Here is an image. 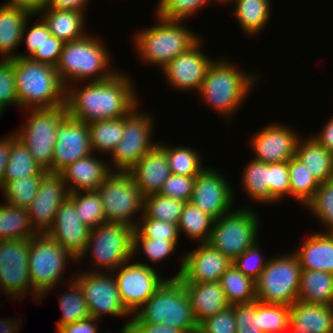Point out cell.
<instances>
[{"label":"cell","mask_w":333,"mask_h":333,"mask_svg":"<svg viewBox=\"0 0 333 333\" xmlns=\"http://www.w3.org/2000/svg\"><path fill=\"white\" fill-rule=\"evenodd\" d=\"M89 0H48L46 8L58 10H75L86 13Z\"/></svg>","instance_id":"obj_63"},{"label":"cell","mask_w":333,"mask_h":333,"mask_svg":"<svg viewBox=\"0 0 333 333\" xmlns=\"http://www.w3.org/2000/svg\"><path fill=\"white\" fill-rule=\"evenodd\" d=\"M134 230L135 227L122 222H105L90 229L85 249L76 261L89 258V253L96 269L87 271L113 272L133 259Z\"/></svg>","instance_id":"obj_8"},{"label":"cell","mask_w":333,"mask_h":333,"mask_svg":"<svg viewBox=\"0 0 333 333\" xmlns=\"http://www.w3.org/2000/svg\"><path fill=\"white\" fill-rule=\"evenodd\" d=\"M138 262L130 260L112 272L121 302L131 314L144 305L166 280L150 263Z\"/></svg>","instance_id":"obj_15"},{"label":"cell","mask_w":333,"mask_h":333,"mask_svg":"<svg viewBox=\"0 0 333 333\" xmlns=\"http://www.w3.org/2000/svg\"><path fill=\"white\" fill-rule=\"evenodd\" d=\"M98 319L89 317L62 327L57 333H99ZM97 322V323H96Z\"/></svg>","instance_id":"obj_59"},{"label":"cell","mask_w":333,"mask_h":333,"mask_svg":"<svg viewBox=\"0 0 333 333\" xmlns=\"http://www.w3.org/2000/svg\"><path fill=\"white\" fill-rule=\"evenodd\" d=\"M38 19L39 20L30 28L28 27L30 20H27L22 33L21 42L25 44L24 46L28 53H18V57H31L34 52L42 46L45 39L51 35L44 20L41 17H38Z\"/></svg>","instance_id":"obj_57"},{"label":"cell","mask_w":333,"mask_h":333,"mask_svg":"<svg viewBox=\"0 0 333 333\" xmlns=\"http://www.w3.org/2000/svg\"><path fill=\"white\" fill-rule=\"evenodd\" d=\"M22 319H0V333H19ZM21 323V324H20Z\"/></svg>","instance_id":"obj_65"},{"label":"cell","mask_w":333,"mask_h":333,"mask_svg":"<svg viewBox=\"0 0 333 333\" xmlns=\"http://www.w3.org/2000/svg\"><path fill=\"white\" fill-rule=\"evenodd\" d=\"M92 153L109 154L115 150L123 135V117L112 120H97L88 124Z\"/></svg>","instance_id":"obj_39"},{"label":"cell","mask_w":333,"mask_h":333,"mask_svg":"<svg viewBox=\"0 0 333 333\" xmlns=\"http://www.w3.org/2000/svg\"><path fill=\"white\" fill-rule=\"evenodd\" d=\"M112 173L109 163L95 153L76 160L62 169L59 174L69 193L94 191Z\"/></svg>","instance_id":"obj_24"},{"label":"cell","mask_w":333,"mask_h":333,"mask_svg":"<svg viewBox=\"0 0 333 333\" xmlns=\"http://www.w3.org/2000/svg\"><path fill=\"white\" fill-rule=\"evenodd\" d=\"M245 164L241 178V186L246 198L252 203L269 204V164L249 159ZM260 202V203H259Z\"/></svg>","instance_id":"obj_34"},{"label":"cell","mask_w":333,"mask_h":333,"mask_svg":"<svg viewBox=\"0 0 333 333\" xmlns=\"http://www.w3.org/2000/svg\"><path fill=\"white\" fill-rule=\"evenodd\" d=\"M18 106L13 61L0 59V118L9 106Z\"/></svg>","instance_id":"obj_52"},{"label":"cell","mask_w":333,"mask_h":333,"mask_svg":"<svg viewBox=\"0 0 333 333\" xmlns=\"http://www.w3.org/2000/svg\"><path fill=\"white\" fill-rule=\"evenodd\" d=\"M19 108L40 109L65 105L66 88L55 67L30 57L11 59Z\"/></svg>","instance_id":"obj_4"},{"label":"cell","mask_w":333,"mask_h":333,"mask_svg":"<svg viewBox=\"0 0 333 333\" xmlns=\"http://www.w3.org/2000/svg\"><path fill=\"white\" fill-rule=\"evenodd\" d=\"M235 65L225 56L213 60L197 93L201 101L208 103L210 109L227 122L232 121L234 114L260 79L256 72L247 73Z\"/></svg>","instance_id":"obj_2"},{"label":"cell","mask_w":333,"mask_h":333,"mask_svg":"<svg viewBox=\"0 0 333 333\" xmlns=\"http://www.w3.org/2000/svg\"><path fill=\"white\" fill-rule=\"evenodd\" d=\"M158 145L166 152L172 174L197 176L205 168L201 159L202 153L196 148L184 145L171 147L160 141Z\"/></svg>","instance_id":"obj_41"},{"label":"cell","mask_w":333,"mask_h":333,"mask_svg":"<svg viewBox=\"0 0 333 333\" xmlns=\"http://www.w3.org/2000/svg\"><path fill=\"white\" fill-rule=\"evenodd\" d=\"M185 203L159 193L148 195L144 197L143 214L147 218L178 225Z\"/></svg>","instance_id":"obj_44"},{"label":"cell","mask_w":333,"mask_h":333,"mask_svg":"<svg viewBox=\"0 0 333 333\" xmlns=\"http://www.w3.org/2000/svg\"><path fill=\"white\" fill-rule=\"evenodd\" d=\"M302 268L292 252L270 257L256 281V300L291 306L298 300Z\"/></svg>","instance_id":"obj_9"},{"label":"cell","mask_w":333,"mask_h":333,"mask_svg":"<svg viewBox=\"0 0 333 333\" xmlns=\"http://www.w3.org/2000/svg\"><path fill=\"white\" fill-rule=\"evenodd\" d=\"M29 252L30 239L0 240V291L11 299L22 301L31 295Z\"/></svg>","instance_id":"obj_16"},{"label":"cell","mask_w":333,"mask_h":333,"mask_svg":"<svg viewBox=\"0 0 333 333\" xmlns=\"http://www.w3.org/2000/svg\"><path fill=\"white\" fill-rule=\"evenodd\" d=\"M178 242L179 240L143 238L136 230H134L132 257H136L141 250L150 263L152 262L154 265H159L163 260L166 261L169 256H173V253L176 252Z\"/></svg>","instance_id":"obj_48"},{"label":"cell","mask_w":333,"mask_h":333,"mask_svg":"<svg viewBox=\"0 0 333 333\" xmlns=\"http://www.w3.org/2000/svg\"><path fill=\"white\" fill-rule=\"evenodd\" d=\"M290 196L288 161L269 164V204L272 205Z\"/></svg>","instance_id":"obj_50"},{"label":"cell","mask_w":333,"mask_h":333,"mask_svg":"<svg viewBox=\"0 0 333 333\" xmlns=\"http://www.w3.org/2000/svg\"><path fill=\"white\" fill-rule=\"evenodd\" d=\"M89 231L90 228L79 220L74 203L67 198L59 206L46 234L78 258L85 249Z\"/></svg>","instance_id":"obj_23"},{"label":"cell","mask_w":333,"mask_h":333,"mask_svg":"<svg viewBox=\"0 0 333 333\" xmlns=\"http://www.w3.org/2000/svg\"><path fill=\"white\" fill-rule=\"evenodd\" d=\"M189 296L193 315L197 324L231 306L225 297L222 286L217 282H184Z\"/></svg>","instance_id":"obj_27"},{"label":"cell","mask_w":333,"mask_h":333,"mask_svg":"<svg viewBox=\"0 0 333 333\" xmlns=\"http://www.w3.org/2000/svg\"><path fill=\"white\" fill-rule=\"evenodd\" d=\"M298 300L309 304L333 305L332 274L302 269Z\"/></svg>","instance_id":"obj_33"},{"label":"cell","mask_w":333,"mask_h":333,"mask_svg":"<svg viewBox=\"0 0 333 333\" xmlns=\"http://www.w3.org/2000/svg\"><path fill=\"white\" fill-rule=\"evenodd\" d=\"M130 323H131V322H128V321L125 322V323H124V326H122V327H121V330H119L118 332H119V333H130V328H131ZM99 333H113V332H110V331H108V332H106V331L103 332V331H102V332H99Z\"/></svg>","instance_id":"obj_66"},{"label":"cell","mask_w":333,"mask_h":333,"mask_svg":"<svg viewBox=\"0 0 333 333\" xmlns=\"http://www.w3.org/2000/svg\"><path fill=\"white\" fill-rule=\"evenodd\" d=\"M65 284V287L68 285L66 289L68 291L61 292L60 298L58 297L62 316L56 323L57 331L66 325L91 317L87 301L78 283L73 279Z\"/></svg>","instance_id":"obj_37"},{"label":"cell","mask_w":333,"mask_h":333,"mask_svg":"<svg viewBox=\"0 0 333 333\" xmlns=\"http://www.w3.org/2000/svg\"><path fill=\"white\" fill-rule=\"evenodd\" d=\"M70 260L77 262L75 256L46 233H37L30 239L28 271L34 301L44 299L60 282L65 285L73 280L74 274L69 280L64 279Z\"/></svg>","instance_id":"obj_7"},{"label":"cell","mask_w":333,"mask_h":333,"mask_svg":"<svg viewBox=\"0 0 333 333\" xmlns=\"http://www.w3.org/2000/svg\"><path fill=\"white\" fill-rule=\"evenodd\" d=\"M282 124V125H281ZM270 123L250 138V149L256 161L267 164L285 162L295 156L300 135L297 130L283 123Z\"/></svg>","instance_id":"obj_19"},{"label":"cell","mask_w":333,"mask_h":333,"mask_svg":"<svg viewBox=\"0 0 333 333\" xmlns=\"http://www.w3.org/2000/svg\"><path fill=\"white\" fill-rule=\"evenodd\" d=\"M255 210L245 205L216 219L208 243L233 261L259 240L261 223Z\"/></svg>","instance_id":"obj_10"},{"label":"cell","mask_w":333,"mask_h":333,"mask_svg":"<svg viewBox=\"0 0 333 333\" xmlns=\"http://www.w3.org/2000/svg\"><path fill=\"white\" fill-rule=\"evenodd\" d=\"M43 170L33 159L28 148L17 137L11 143L10 157L3 176L2 187L22 177L45 175Z\"/></svg>","instance_id":"obj_38"},{"label":"cell","mask_w":333,"mask_h":333,"mask_svg":"<svg viewBox=\"0 0 333 333\" xmlns=\"http://www.w3.org/2000/svg\"><path fill=\"white\" fill-rule=\"evenodd\" d=\"M309 210L325 227V233L333 232V179L321 183L313 198L305 205V210Z\"/></svg>","instance_id":"obj_46"},{"label":"cell","mask_w":333,"mask_h":333,"mask_svg":"<svg viewBox=\"0 0 333 333\" xmlns=\"http://www.w3.org/2000/svg\"><path fill=\"white\" fill-rule=\"evenodd\" d=\"M91 34L64 42L56 70L65 88L74 83L103 81L119 70L113 69L106 43ZM111 57V58H110Z\"/></svg>","instance_id":"obj_3"},{"label":"cell","mask_w":333,"mask_h":333,"mask_svg":"<svg viewBox=\"0 0 333 333\" xmlns=\"http://www.w3.org/2000/svg\"><path fill=\"white\" fill-rule=\"evenodd\" d=\"M236 0H217V3L223 5V4H229L231 5L233 2H235Z\"/></svg>","instance_id":"obj_67"},{"label":"cell","mask_w":333,"mask_h":333,"mask_svg":"<svg viewBox=\"0 0 333 333\" xmlns=\"http://www.w3.org/2000/svg\"><path fill=\"white\" fill-rule=\"evenodd\" d=\"M7 4L23 9L32 15H38L46 8L48 0H8Z\"/></svg>","instance_id":"obj_64"},{"label":"cell","mask_w":333,"mask_h":333,"mask_svg":"<svg viewBox=\"0 0 333 333\" xmlns=\"http://www.w3.org/2000/svg\"><path fill=\"white\" fill-rule=\"evenodd\" d=\"M31 13L16 6L2 3L0 5V58L12 59L18 57L15 49L22 40L25 24L31 17Z\"/></svg>","instance_id":"obj_29"},{"label":"cell","mask_w":333,"mask_h":333,"mask_svg":"<svg viewBox=\"0 0 333 333\" xmlns=\"http://www.w3.org/2000/svg\"><path fill=\"white\" fill-rule=\"evenodd\" d=\"M215 219L201 211L190 201L186 202L178 223L179 236L181 233L198 243L208 242Z\"/></svg>","instance_id":"obj_40"},{"label":"cell","mask_w":333,"mask_h":333,"mask_svg":"<svg viewBox=\"0 0 333 333\" xmlns=\"http://www.w3.org/2000/svg\"><path fill=\"white\" fill-rule=\"evenodd\" d=\"M7 136V137H6ZM5 138H0V185L2 186L3 176L10 157L12 141L17 137L15 132L9 133Z\"/></svg>","instance_id":"obj_61"},{"label":"cell","mask_w":333,"mask_h":333,"mask_svg":"<svg viewBox=\"0 0 333 333\" xmlns=\"http://www.w3.org/2000/svg\"><path fill=\"white\" fill-rule=\"evenodd\" d=\"M290 196L303 207L313 198L320 185L307 166L295 156L288 160Z\"/></svg>","instance_id":"obj_42"},{"label":"cell","mask_w":333,"mask_h":333,"mask_svg":"<svg viewBox=\"0 0 333 333\" xmlns=\"http://www.w3.org/2000/svg\"><path fill=\"white\" fill-rule=\"evenodd\" d=\"M128 173L133 177L143 197L159 193L172 174L166 152L159 145L147 152Z\"/></svg>","instance_id":"obj_25"},{"label":"cell","mask_w":333,"mask_h":333,"mask_svg":"<svg viewBox=\"0 0 333 333\" xmlns=\"http://www.w3.org/2000/svg\"><path fill=\"white\" fill-rule=\"evenodd\" d=\"M259 245L257 241L232 261V264L240 272L253 279L255 282L259 279L268 261V259L266 260V255H263V251Z\"/></svg>","instance_id":"obj_51"},{"label":"cell","mask_w":333,"mask_h":333,"mask_svg":"<svg viewBox=\"0 0 333 333\" xmlns=\"http://www.w3.org/2000/svg\"><path fill=\"white\" fill-rule=\"evenodd\" d=\"M289 330L292 333H333V305L297 300L290 306Z\"/></svg>","instance_id":"obj_26"},{"label":"cell","mask_w":333,"mask_h":333,"mask_svg":"<svg viewBox=\"0 0 333 333\" xmlns=\"http://www.w3.org/2000/svg\"><path fill=\"white\" fill-rule=\"evenodd\" d=\"M135 230L143 238L156 240H179L178 226L165 221L147 218L144 214L139 218Z\"/></svg>","instance_id":"obj_53"},{"label":"cell","mask_w":333,"mask_h":333,"mask_svg":"<svg viewBox=\"0 0 333 333\" xmlns=\"http://www.w3.org/2000/svg\"><path fill=\"white\" fill-rule=\"evenodd\" d=\"M80 272V273H79ZM73 278L80 286L84 298L87 301L91 317L102 319L103 315L115 317H127L131 322L132 314L121 302L116 280L112 272H96L80 270Z\"/></svg>","instance_id":"obj_14"},{"label":"cell","mask_w":333,"mask_h":333,"mask_svg":"<svg viewBox=\"0 0 333 333\" xmlns=\"http://www.w3.org/2000/svg\"><path fill=\"white\" fill-rule=\"evenodd\" d=\"M236 333H263L259 328V301L234 304Z\"/></svg>","instance_id":"obj_54"},{"label":"cell","mask_w":333,"mask_h":333,"mask_svg":"<svg viewBox=\"0 0 333 333\" xmlns=\"http://www.w3.org/2000/svg\"><path fill=\"white\" fill-rule=\"evenodd\" d=\"M202 44L204 43L200 38L192 47L176 56L160 70L172 89L198 93L206 70L214 60L202 51L204 47Z\"/></svg>","instance_id":"obj_18"},{"label":"cell","mask_w":333,"mask_h":333,"mask_svg":"<svg viewBox=\"0 0 333 333\" xmlns=\"http://www.w3.org/2000/svg\"><path fill=\"white\" fill-rule=\"evenodd\" d=\"M79 220L90 229L106 222L100 194L97 190L69 193Z\"/></svg>","instance_id":"obj_43"},{"label":"cell","mask_w":333,"mask_h":333,"mask_svg":"<svg viewBox=\"0 0 333 333\" xmlns=\"http://www.w3.org/2000/svg\"><path fill=\"white\" fill-rule=\"evenodd\" d=\"M219 283L230 305L256 301V282L233 264L222 274Z\"/></svg>","instance_id":"obj_36"},{"label":"cell","mask_w":333,"mask_h":333,"mask_svg":"<svg viewBox=\"0 0 333 333\" xmlns=\"http://www.w3.org/2000/svg\"><path fill=\"white\" fill-rule=\"evenodd\" d=\"M136 333H184L181 329L162 323H130Z\"/></svg>","instance_id":"obj_60"},{"label":"cell","mask_w":333,"mask_h":333,"mask_svg":"<svg viewBox=\"0 0 333 333\" xmlns=\"http://www.w3.org/2000/svg\"><path fill=\"white\" fill-rule=\"evenodd\" d=\"M271 0H236L232 3V15L246 35L258 36L269 24L272 16Z\"/></svg>","instance_id":"obj_32"},{"label":"cell","mask_w":333,"mask_h":333,"mask_svg":"<svg viewBox=\"0 0 333 333\" xmlns=\"http://www.w3.org/2000/svg\"><path fill=\"white\" fill-rule=\"evenodd\" d=\"M196 176L171 174L164 182L159 194L189 202L192 196Z\"/></svg>","instance_id":"obj_55"},{"label":"cell","mask_w":333,"mask_h":333,"mask_svg":"<svg viewBox=\"0 0 333 333\" xmlns=\"http://www.w3.org/2000/svg\"><path fill=\"white\" fill-rule=\"evenodd\" d=\"M153 27L135 31L134 49L140 61L148 65H156L163 69L179 54L187 51L201 37L178 20H166L156 17ZM183 24V25H182Z\"/></svg>","instance_id":"obj_5"},{"label":"cell","mask_w":333,"mask_h":333,"mask_svg":"<svg viewBox=\"0 0 333 333\" xmlns=\"http://www.w3.org/2000/svg\"><path fill=\"white\" fill-rule=\"evenodd\" d=\"M140 104L123 116V135L115 150L109 155V167L112 172H128L159 142L154 141V116L140 111ZM154 143H153V142Z\"/></svg>","instance_id":"obj_11"},{"label":"cell","mask_w":333,"mask_h":333,"mask_svg":"<svg viewBox=\"0 0 333 333\" xmlns=\"http://www.w3.org/2000/svg\"><path fill=\"white\" fill-rule=\"evenodd\" d=\"M26 123L17 131V138L28 148L35 162L51 172V161L57 141V126L67 116L66 106L25 109Z\"/></svg>","instance_id":"obj_12"},{"label":"cell","mask_w":333,"mask_h":333,"mask_svg":"<svg viewBox=\"0 0 333 333\" xmlns=\"http://www.w3.org/2000/svg\"><path fill=\"white\" fill-rule=\"evenodd\" d=\"M212 3L217 0H158L154 12L162 19L185 21Z\"/></svg>","instance_id":"obj_47"},{"label":"cell","mask_w":333,"mask_h":333,"mask_svg":"<svg viewBox=\"0 0 333 333\" xmlns=\"http://www.w3.org/2000/svg\"><path fill=\"white\" fill-rule=\"evenodd\" d=\"M36 234L26 208L0 203V240L31 239Z\"/></svg>","instance_id":"obj_35"},{"label":"cell","mask_w":333,"mask_h":333,"mask_svg":"<svg viewBox=\"0 0 333 333\" xmlns=\"http://www.w3.org/2000/svg\"><path fill=\"white\" fill-rule=\"evenodd\" d=\"M97 191L101 197L106 222L137 226L143 215L144 197L128 172H112L99 185Z\"/></svg>","instance_id":"obj_13"},{"label":"cell","mask_w":333,"mask_h":333,"mask_svg":"<svg viewBox=\"0 0 333 333\" xmlns=\"http://www.w3.org/2000/svg\"><path fill=\"white\" fill-rule=\"evenodd\" d=\"M198 329L202 333H236L234 305L202 321Z\"/></svg>","instance_id":"obj_56"},{"label":"cell","mask_w":333,"mask_h":333,"mask_svg":"<svg viewBox=\"0 0 333 333\" xmlns=\"http://www.w3.org/2000/svg\"><path fill=\"white\" fill-rule=\"evenodd\" d=\"M130 333H136L132 328H130Z\"/></svg>","instance_id":"obj_69"},{"label":"cell","mask_w":333,"mask_h":333,"mask_svg":"<svg viewBox=\"0 0 333 333\" xmlns=\"http://www.w3.org/2000/svg\"><path fill=\"white\" fill-rule=\"evenodd\" d=\"M51 172L59 173L69 164L92 154L88 124L68 115L57 126Z\"/></svg>","instance_id":"obj_21"},{"label":"cell","mask_w":333,"mask_h":333,"mask_svg":"<svg viewBox=\"0 0 333 333\" xmlns=\"http://www.w3.org/2000/svg\"><path fill=\"white\" fill-rule=\"evenodd\" d=\"M69 197L68 188L59 173L47 172L40 181L35 198L27 208L31 226L46 233L53 224L59 206Z\"/></svg>","instance_id":"obj_22"},{"label":"cell","mask_w":333,"mask_h":333,"mask_svg":"<svg viewBox=\"0 0 333 333\" xmlns=\"http://www.w3.org/2000/svg\"><path fill=\"white\" fill-rule=\"evenodd\" d=\"M131 318V323H162L184 333L198 329L185 287L173 277H168Z\"/></svg>","instance_id":"obj_6"},{"label":"cell","mask_w":333,"mask_h":333,"mask_svg":"<svg viewBox=\"0 0 333 333\" xmlns=\"http://www.w3.org/2000/svg\"><path fill=\"white\" fill-rule=\"evenodd\" d=\"M290 306L259 302V328L263 333L287 331Z\"/></svg>","instance_id":"obj_49"},{"label":"cell","mask_w":333,"mask_h":333,"mask_svg":"<svg viewBox=\"0 0 333 333\" xmlns=\"http://www.w3.org/2000/svg\"><path fill=\"white\" fill-rule=\"evenodd\" d=\"M292 252L302 269L333 273V236L331 233L313 232Z\"/></svg>","instance_id":"obj_28"},{"label":"cell","mask_w":333,"mask_h":333,"mask_svg":"<svg viewBox=\"0 0 333 333\" xmlns=\"http://www.w3.org/2000/svg\"><path fill=\"white\" fill-rule=\"evenodd\" d=\"M63 45L64 42L62 40L57 39L54 35H50L30 58L56 67Z\"/></svg>","instance_id":"obj_58"},{"label":"cell","mask_w":333,"mask_h":333,"mask_svg":"<svg viewBox=\"0 0 333 333\" xmlns=\"http://www.w3.org/2000/svg\"><path fill=\"white\" fill-rule=\"evenodd\" d=\"M43 176L32 175L6 183L1 189L5 203L27 209L35 198Z\"/></svg>","instance_id":"obj_45"},{"label":"cell","mask_w":333,"mask_h":333,"mask_svg":"<svg viewBox=\"0 0 333 333\" xmlns=\"http://www.w3.org/2000/svg\"><path fill=\"white\" fill-rule=\"evenodd\" d=\"M47 24L51 35L63 42L77 40L87 34L86 13L75 10L44 8L38 15Z\"/></svg>","instance_id":"obj_31"},{"label":"cell","mask_w":333,"mask_h":333,"mask_svg":"<svg viewBox=\"0 0 333 333\" xmlns=\"http://www.w3.org/2000/svg\"><path fill=\"white\" fill-rule=\"evenodd\" d=\"M233 189L218 169L205 166L195 178L190 202L216 220L235 208Z\"/></svg>","instance_id":"obj_17"},{"label":"cell","mask_w":333,"mask_h":333,"mask_svg":"<svg viewBox=\"0 0 333 333\" xmlns=\"http://www.w3.org/2000/svg\"><path fill=\"white\" fill-rule=\"evenodd\" d=\"M131 76L118 71L103 81H88L66 87L65 106L67 115L87 124L97 120H112L127 115L140 103L136 85Z\"/></svg>","instance_id":"obj_1"},{"label":"cell","mask_w":333,"mask_h":333,"mask_svg":"<svg viewBox=\"0 0 333 333\" xmlns=\"http://www.w3.org/2000/svg\"><path fill=\"white\" fill-rule=\"evenodd\" d=\"M178 260L179 271L173 278L184 282H217L230 267L232 261L208 242L198 243Z\"/></svg>","instance_id":"obj_20"},{"label":"cell","mask_w":333,"mask_h":333,"mask_svg":"<svg viewBox=\"0 0 333 333\" xmlns=\"http://www.w3.org/2000/svg\"><path fill=\"white\" fill-rule=\"evenodd\" d=\"M188 333H202L199 329L192 331V332H188Z\"/></svg>","instance_id":"obj_68"},{"label":"cell","mask_w":333,"mask_h":333,"mask_svg":"<svg viewBox=\"0 0 333 333\" xmlns=\"http://www.w3.org/2000/svg\"><path fill=\"white\" fill-rule=\"evenodd\" d=\"M320 132H316L312 137L325 149L333 154V116L322 126Z\"/></svg>","instance_id":"obj_62"},{"label":"cell","mask_w":333,"mask_h":333,"mask_svg":"<svg viewBox=\"0 0 333 333\" xmlns=\"http://www.w3.org/2000/svg\"><path fill=\"white\" fill-rule=\"evenodd\" d=\"M295 157L307 166L319 184L333 179V154L311 135L299 137Z\"/></svg>","instance_id":"obj_30"}]
</instances>
